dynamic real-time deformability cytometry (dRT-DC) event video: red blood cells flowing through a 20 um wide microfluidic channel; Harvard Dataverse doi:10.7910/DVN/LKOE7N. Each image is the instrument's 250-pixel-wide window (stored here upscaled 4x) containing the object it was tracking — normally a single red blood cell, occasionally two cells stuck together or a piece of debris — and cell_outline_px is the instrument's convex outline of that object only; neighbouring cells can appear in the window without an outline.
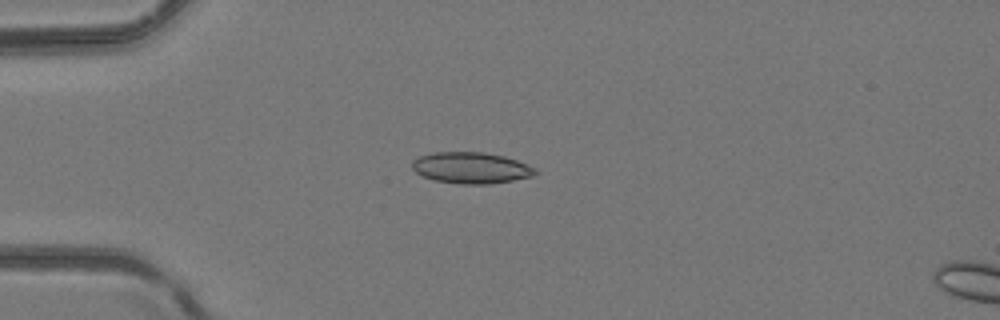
{"species": "common noctule bat (a hibernating species)", "species_latin": "Nyctalus noctula", "temperature_condition": "room temperature", "stored_images_in_passage": 4, "camera_frame_rate_fps": 3000, "um_per_image_px": 0.085, "animal": {"sex": "female", "body_mass_g": 24.6, "forearm_length_mm": 56.2}, "frame": {"image": 1, "passage_image": 3, "time_ms": 0.667, "image_size_px": [1000, 320], "cell_outline_px": [[536, 172], [532, 176], [512, 180], [488, 184], [460, 184], [436, 180], [424, 176], [416, 172], [412, 168], [412, 160], [420, 156], [436, 152], [484, 152], [504, 156], [516, 160], [536, 168]], "centroid_in_image_um": [40.03, 14.26], "position_along_channel_um": 45.0, "area_um2": 22.2}}